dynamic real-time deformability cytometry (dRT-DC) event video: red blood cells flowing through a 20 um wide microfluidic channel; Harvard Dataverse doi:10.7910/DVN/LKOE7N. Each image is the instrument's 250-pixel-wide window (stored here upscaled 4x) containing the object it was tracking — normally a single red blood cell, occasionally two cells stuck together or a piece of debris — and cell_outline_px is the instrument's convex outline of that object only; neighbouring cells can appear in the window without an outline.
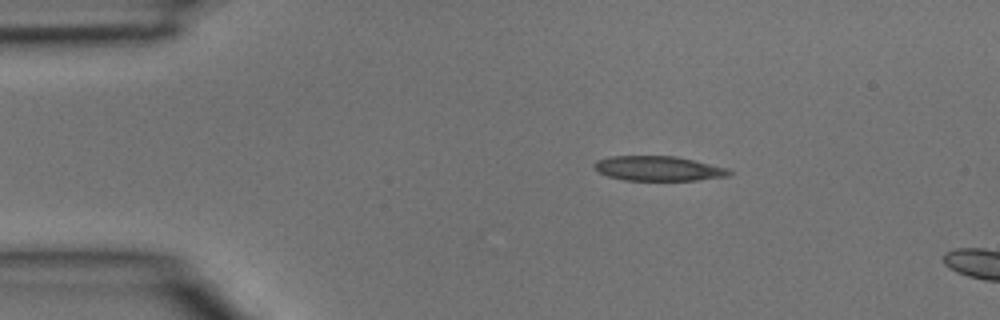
{"species": "common noctule bat (a hibernating species)", "species_latin": "Nyctalus noctula", "temperature_condition": "room temperature", "stored_images_in_passage": 2, "camera_frame_rate_fps": 3000, "um_per_image_px": 0.085, "animal": {"sex": "male", "body_mass_g": 15.6}, "frame": {"image": 1, "passage_image": 1, "time_ms": 0.0, "image_size_px": [1000, 320], "cell_outline_px": [[732, 172], [728, 176], [696, 180], [624, 180], [608, 176], [600, 172], [592, 164], [596, 160], [612, 156], [676, 156], [728, 168]], "centroid_in_image_um": [55.96, 14.32], "position_along_channel_um": 29.0, "area_um2": 19.31}}